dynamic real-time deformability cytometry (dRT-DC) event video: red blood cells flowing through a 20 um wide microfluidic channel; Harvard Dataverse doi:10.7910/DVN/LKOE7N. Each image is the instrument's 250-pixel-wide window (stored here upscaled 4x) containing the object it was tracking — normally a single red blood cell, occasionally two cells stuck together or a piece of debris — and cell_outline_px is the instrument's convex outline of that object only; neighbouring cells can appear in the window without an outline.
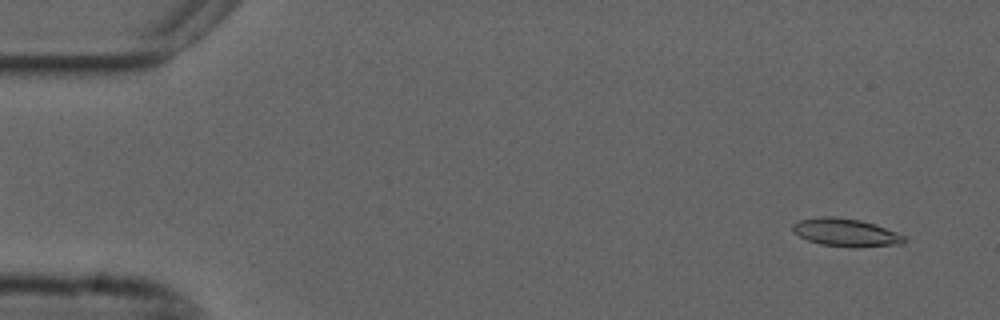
{"species": "common noctule bat (a hibernating species)", "species_latin": "Nyctalus noctula", "temperature_condition": "cold", "stored_images_in_passage": 56, "camera_frame_rate_fps": 3000, "um_per_image_px": 0.085, "animal": {"sex": "male", "forearm_length_mm": 52.5}, "frame": {"image": 1, "passage_image": 4, "time_ms": 1.0, "image_size_px": [1000, 320], "cell_outline_px": [[908, 240], [904, 244], [856, 248], [852, 248], [820, 244], [808, 240], [792, 232], [792, 224], [800, 220], [820, 216], [836, 216], [860, 220], [876, 224], [896, 232], [904, 236]], "centroid_in_image_um": [71.92, 19.77], "position_along_channel_um": 13.1, "area_um2": 18.5}}
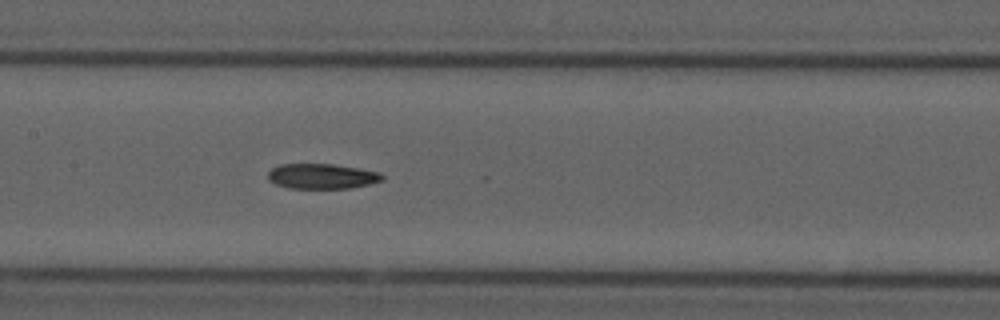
{"frame": {"image": 2, "passage_image": 27, "time_ms": 8.667, "image_size_px": [1000, 320], "cell_outline_px": [[384, 180], [368, 184], [348, 188], [288, 188], [276, 184], [268, 180], [268, 172], [272, 168], [280, 164], [332, 164], [380, 172], [384, 176]], "centroid_in_image_um": [27.34, 14.98], "position_along_channel_um": 180.1, "area_um2": 16.65}}
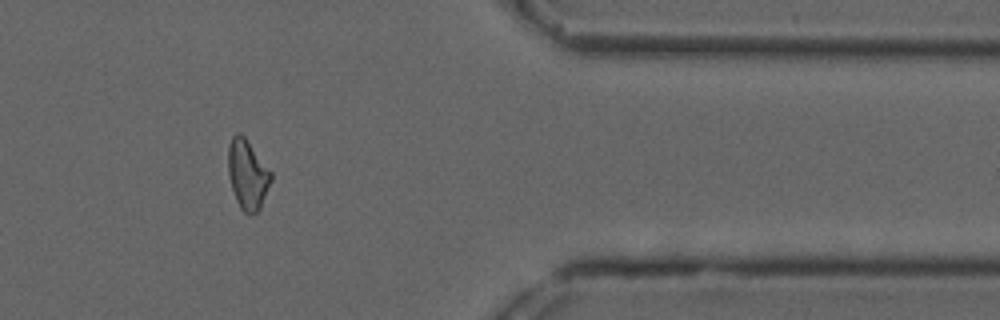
{"frame": {"image": 3, "passage_image": 46, "time_ms": 15.0, "image_size_px": [1000, 320], "cell_outline_px": [[272, 180], [260, 208], [256, 212], [248, 216], [240, 208], [236, 200], [232, 188], [228, 172], [228, 148], [232, 136], [236, 132], [240, 132], [244, 136], [272, 172]], "centroid_in_image_um": [21.04, 14.83], "position_along_channel_um": 390.4, "area_um2": 17.4}}